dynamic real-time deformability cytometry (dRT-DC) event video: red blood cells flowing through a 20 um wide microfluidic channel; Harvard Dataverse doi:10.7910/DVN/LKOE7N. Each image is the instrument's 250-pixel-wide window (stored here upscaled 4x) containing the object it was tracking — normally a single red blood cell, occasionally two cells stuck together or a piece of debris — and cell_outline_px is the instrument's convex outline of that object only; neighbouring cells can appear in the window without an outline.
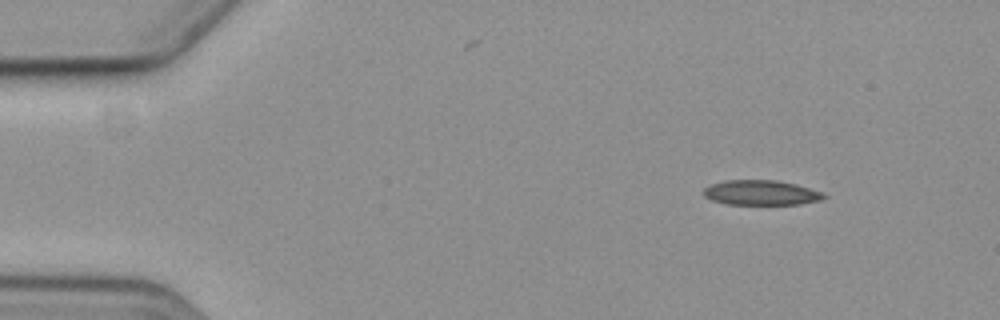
{"species": "common noctule bat (a hibernating species)", "species_latin": "Nyctalus noctula", "temperature_condition": "cold", "stored_images_in_passage": 5, "camera_frame_rate_fps": 3000, "um_per_image_px": 0.085, "animal": {"sex": "female", "body_mass_g": 19.3, "forearm_length_mm": 54.1}, "frame": {"image": 1, "passage_image": 1, "time_ms": 0.0, "image_size_px": [1000, 320], "cell_outline_px": [[828, 196], [820, 200], [800, 204], [728, 204], [712, 200], [704, 196], [704, 188], [712, 184], [724, 180], [776, 180], [796, 184], [820, 192]], "centroid_in_image_um": [64.68, 16.37], "position_along_channel_um": 20.3, "area_um2": 17.28}}
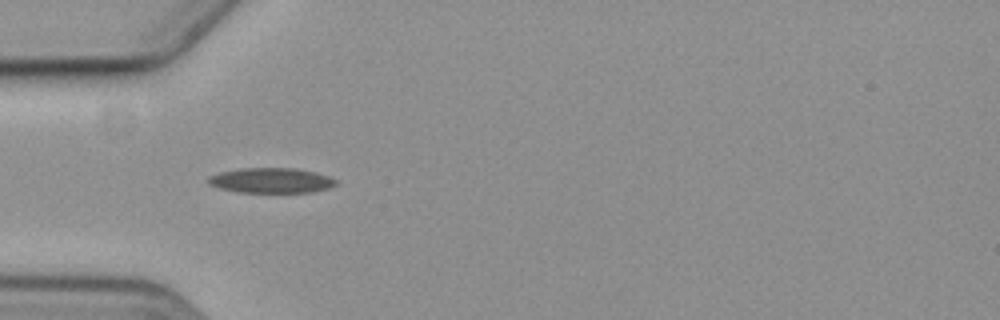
{"frame": {"image": 2, "passage_image": 4, "time_ms": 3.667, "image_size_px": [1000, 320], "cell_outline_px": [[336, 184], [328, 188], [312, 192], [236, 192], [220, 188], [208, 184], [208, 176], [220, 172], [240, 168], [296, 168], [316, 172], [328, 176], [336, 180]], "centroid_in_image_um": [23.03, 15.33], "position_along_channel_um": 62.0, "area_um2": 18.67}}
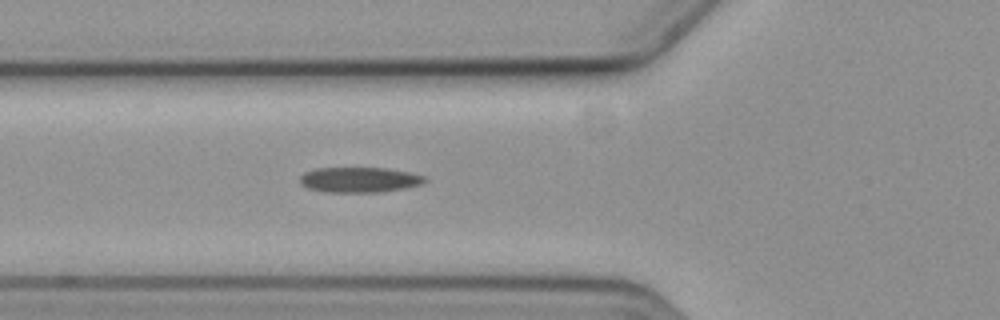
{"frame": {"image": 3, "passage_image": 5, "time_ms": 4.667, "image_size_px": [1000, 320], "cell_outline_px": [[428, 180], [424, 184], [404, 188], [380, 192], [324, 192], [308, 188], [300, 184], [300, 176], [304, 172], [316, 168], [384, 168], [408, 172], [424, 176]], "centroid_in_image_um": [30.54, 15.28], "position_along_channel_um": 95.3, "area_um2": 18.44}}